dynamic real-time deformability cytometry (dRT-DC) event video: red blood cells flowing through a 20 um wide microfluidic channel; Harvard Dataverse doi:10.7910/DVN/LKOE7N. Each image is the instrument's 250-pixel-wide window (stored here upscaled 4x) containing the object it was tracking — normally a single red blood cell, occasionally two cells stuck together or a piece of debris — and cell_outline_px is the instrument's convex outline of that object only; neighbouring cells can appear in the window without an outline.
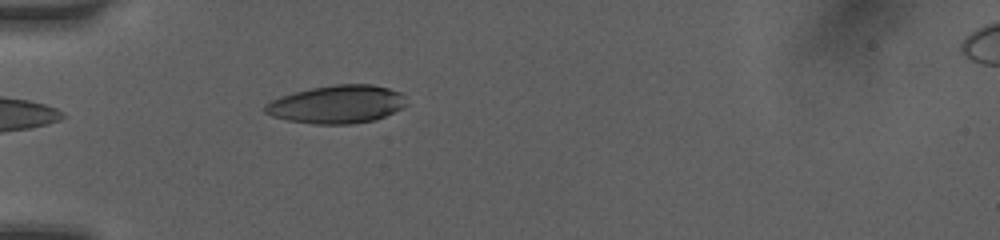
{"species": "human", "species_latin": "Homo sapiens", "temperature_condition": "room temperature", "stored_images_in_passage": 8, "camera_frame_rate_fps": 3000, "um_per_image_px": 0.085, "donor": {"sex": "female"}, "frame": {"image": 1, "passage_image": 4, "time_ms": 3.667, "image_size_px": [1000, 240], "cell_outline_px": [[408, 104], [376, 120], [352, 124], [312, 124], [288, 120], [272, 116], [264, 112], [264, 104], [280, 96], [312, 88], [336, 84], [372, 84], [388, 88], [400, 92], [404, 96]], "centroid_in_image_um": [28.64, 8.87], "position_along_channel_um": 56.4, "area_um2": 31.33}}
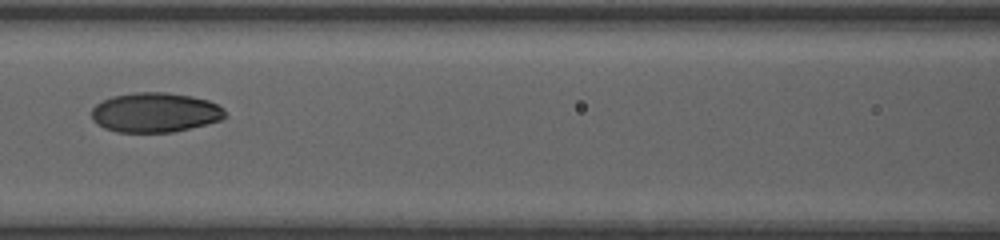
{"frame": {"image": 2, "passage_image": 7, "time_ms": 6.333, "image_size_px": [1000, 240], "cell_outline_px": [[228, 116], [220, 120], [172, 132], [116, 132], [104, 128], [96, 124], [92, 120], [92, 108], [96, 104], [112, 96], [132, 92], [164, 92], [192, 96], [208, 100], [224, 108]], "centroid_in_image_um": [13.17, 9.55], "position_along_channel_um": 153.4, "area_um2": 30.92}}
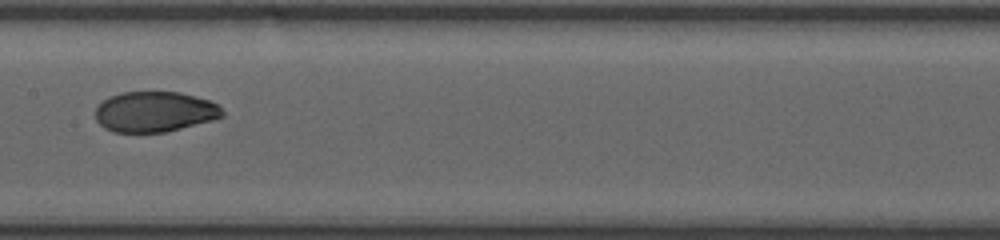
{"frame": {"image": 3, "passage_image": 8, "time_ms": 7.333, "image_size_px": [1000, 240], "cell_outline_px": [[224, 116], [212, 120], [164, 132], [112, 132], [104, 128], [96, 120], [96, 108], [108, 96], [120, 92], [180, 92], [208, 100], [216, 104], [224, 112]], "centroid_in_image_um": [13.12, 9.49], "position_along_channel_um": 194.3, "area_um2": 29.77}}